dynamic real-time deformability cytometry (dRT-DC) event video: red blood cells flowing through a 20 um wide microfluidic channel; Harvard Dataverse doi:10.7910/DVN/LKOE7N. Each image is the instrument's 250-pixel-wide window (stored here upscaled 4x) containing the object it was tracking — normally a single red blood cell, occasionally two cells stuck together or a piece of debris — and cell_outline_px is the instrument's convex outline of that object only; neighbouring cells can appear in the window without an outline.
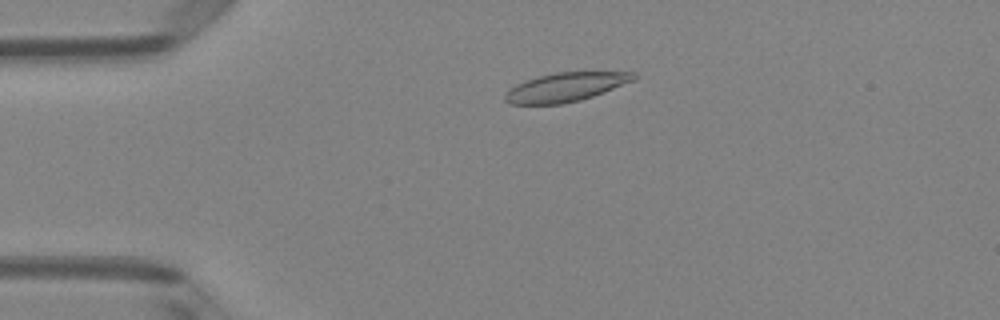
{"species": "Egyptian fruit bat (a non-hibernating species)", "species_latin": "Rousettus aegyptiacus", "temperature_condition": "room temperature", "stored_images_in_passage": 49, "camera_frame_rate_fps": 3000, "um_per_image_px": 0.085, "animal": {"sex": "female"}, "frame": {"image": 1, "passage_image": 10, "time_ms": 3.0, "image_size_px": [1000, 320], "cell_outline_px": [[640, 76], [636, 80], [592, 96], [580, 100], [560, 104], [508, 104], [504, 100], [504, 96], [508, 88], [524, 80], [556, 72], [636, 72]], "centroid_in_image_um": [48.08, 7.4], "position_along_channel_um": 36.9, "area_um2": 21.79}}
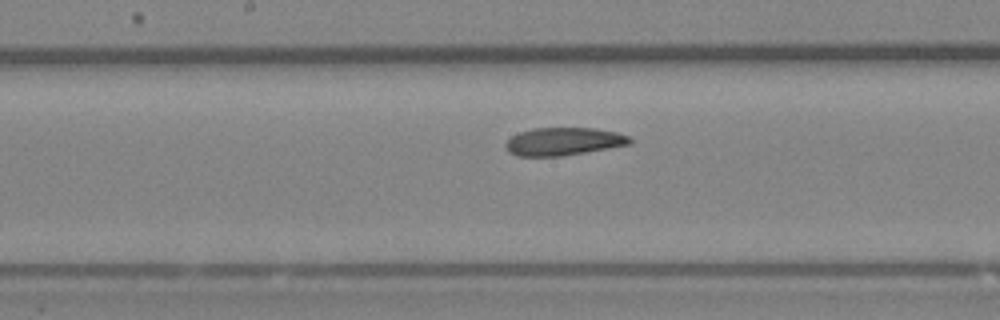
{"frame": {"image": 2, "passage_image": 25, "time_ms": 8.0, "image_size_px": [1000, 320], "cell_outline_px": [[632, 144], [560, 156], [516, 156], [508, 152], [504, 148], [504, 144], [512, 136], [520, 132], [532, 128], [592, 128], [616, 132], [628, 136], [632, 140]], "centroid_in_image_um": [47.86, 12.03], "position_along_channel_um": 200.3, "area_um2": 20.11}}
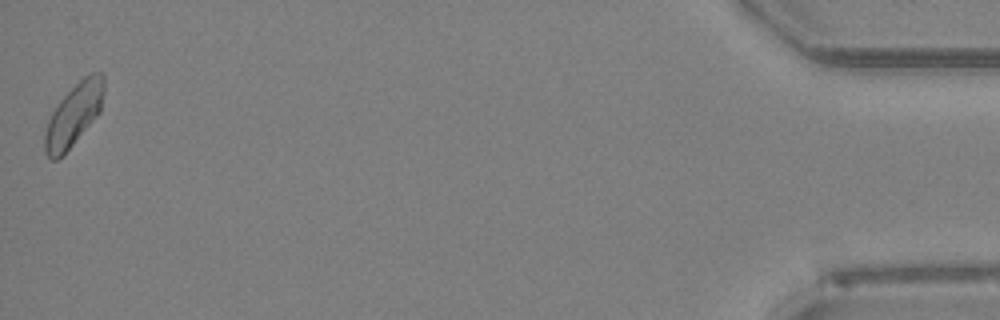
{"frame": {"image": 3, "passage_image": 49, "time_ms": 16.0, "image_size_px": [1000, 320], "cell_outline_px": [[104, 92], [100, 112], [72, 144], [56, 160], [52, 160], [44, 152], [44, 132], [48, 120], [52, 112], [60, 100], [84, 76], [92, 72], [104, 72]], "centroid_in_image_um": [6.27, 9.72], "position_along_channel_um": 428.9, "area_um2": 21.15}, "authors_computed_cell_mechanics": {"area_um2": 21.1548, "velocity_mm_per_s": 4.0113, "shape_relaxation_time_tau1_ms": null, "shape_relaxation_time_tau2_ms": 8.3497, "deformation_change_tau1": null, "deformation_change_tau2": 0.134}}